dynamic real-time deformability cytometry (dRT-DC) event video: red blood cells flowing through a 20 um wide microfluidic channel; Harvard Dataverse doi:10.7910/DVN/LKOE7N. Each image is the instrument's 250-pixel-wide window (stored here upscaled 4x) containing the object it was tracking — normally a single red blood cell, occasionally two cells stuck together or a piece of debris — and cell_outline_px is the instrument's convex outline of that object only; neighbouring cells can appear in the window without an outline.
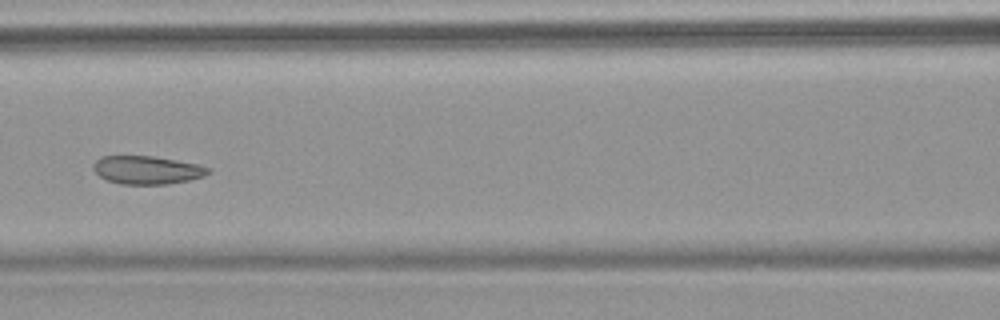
{"species": "common noctule bat (a hibernating species)", "species_latin": "Nyctalus noctula", "temperature_condition": "warm", "stored_images_in_passage": 6, "camera_frame_rate_fps": 3000, "um_per_image_px": 0.085, "animal": {"sex": "female", "body_mass_g": 18.4}, "frame": {"image": 1, "passage_image": 6, "time_ms": 6.0, "image_size_px": [1000, 320], "cell_outline_px": [[212, 172], [204, 176], [188, 180], [168, 184], [120, 184], [108, 180], [100, 176], [92, 168], [92, 164], [100, 156], [152, 156], [200, 164], [212, 168]], "centroid_in_image_um": [12.53, 14.44], "position_along_channel_um": 154.1, "area_um2": 19.02}}